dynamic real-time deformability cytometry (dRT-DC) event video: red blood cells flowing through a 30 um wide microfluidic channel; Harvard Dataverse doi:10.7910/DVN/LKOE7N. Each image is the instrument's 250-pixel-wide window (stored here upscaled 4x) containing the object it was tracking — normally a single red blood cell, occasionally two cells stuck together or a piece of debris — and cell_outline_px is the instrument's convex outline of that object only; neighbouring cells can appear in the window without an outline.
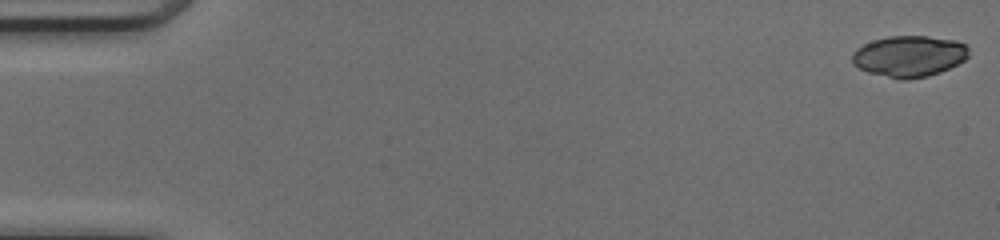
{"species": "common noctule bat (a hibernating species)", "species_latin": "Nyctalus noctula", "temperature_condition": "cold", "stored_images_in_passage": 45, "camera_frame_rate_fps": 3000, "um_per_image_px": 0.085, "animal": {"sex": "female", "body_mass_g": 17.0, "forearm_length_mm": 48.0}, "frame": {"image": 1, "passage_image": 1, "time_ms": 0.0, "image_size_px": [1000, 240], "cell_outline_px": [[968, 56], [964, 60], [940, 72], [928, 76], [904, 80], [900, 80], [868, 72], [852, 64], [852, 52], [856, 48], [872, 40], [888, 36], [928, 36], [956, 40], [968, 44]], "centroid_in_image_um": [77.27, 4.77], "position_along_channel_um": 7.7, "area_um2": 28.15}}
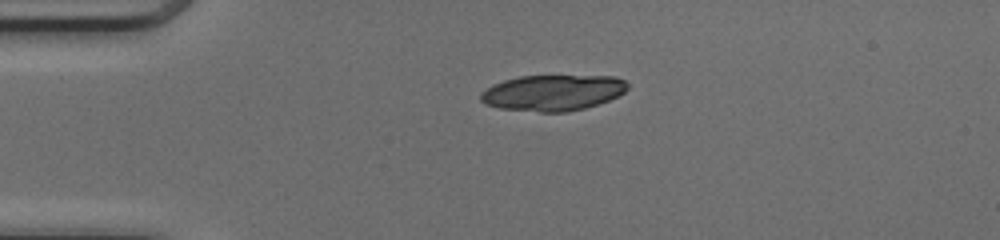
{"frame": {"image": 2, "passage_image": 12, "time_ms": 3.667, "image_size_px": [1000, 240], "cell_outline_px": [[628, 88], [624, 92], [608, 100], [584, 108], [568, 112], [540, 112], [500, 108], [488, 104], [480, 100], [480, 92], [492, 84], [504, 80], [520, 76], [616, 76], [624, 80], [628, 84]], "centroid_in_image_um": [46.97, 7.87], "position_along_channel_um": 38.0, "area_um2": 30.63}}